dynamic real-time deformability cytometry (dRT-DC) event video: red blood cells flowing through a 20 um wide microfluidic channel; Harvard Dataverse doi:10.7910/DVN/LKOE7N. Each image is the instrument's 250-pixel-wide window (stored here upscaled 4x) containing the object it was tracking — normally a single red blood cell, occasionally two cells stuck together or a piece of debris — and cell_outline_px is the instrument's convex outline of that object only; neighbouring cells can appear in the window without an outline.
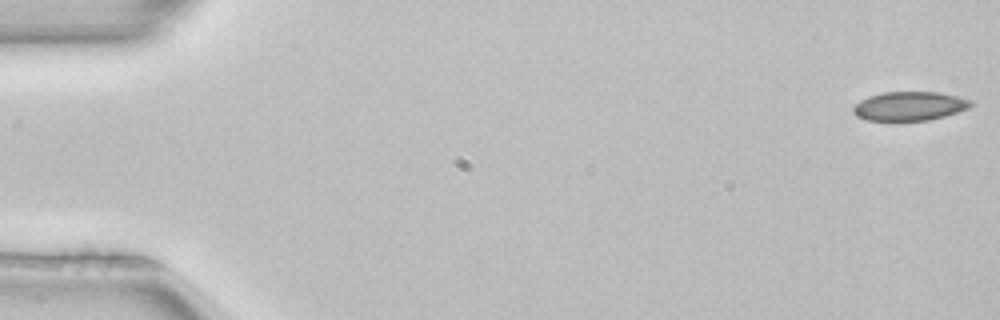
{"species": "common noctule bat (a hibernating species)", "species_latin": "Nyctalus noctula", "temperature_condition": "room temperature", "stored_images_in_passage": 51, "camera_frame_rate_fps": 3000, "um_per_image_px": 0.085, "animal": {"sex": "female", "body_mass_g": 22.7, "forearm_length_mm": 54.2}, "frame": {"image": 1, "passage_image": 1, "time_ms": 0.0, "image_size_px": [1000, 320], "cell_outline_px": [[972, 104], [968, 108], [944, 116], [928, 120], [868, 120], [856, 116], [852, 112], [852, 108], [860, 100], [868, 96], [884, 92], [940, 92], [972, 100]], "centroid_in_image_um": [77.28, 9.01], "position_along_channel_um": 7.7, "area_um2": 19.71}}
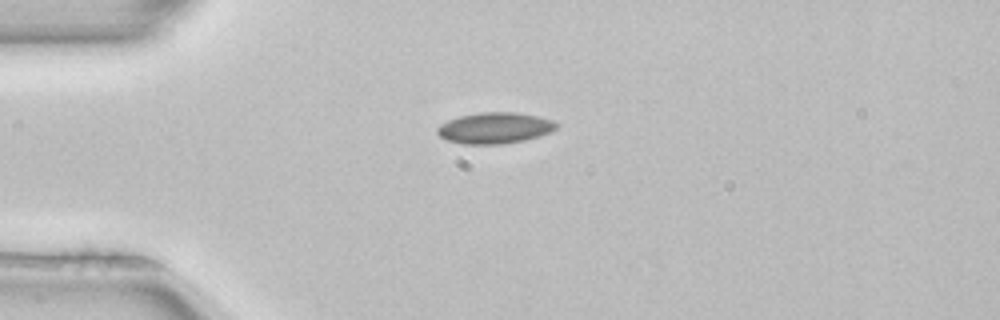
{"frame": {"image": 2, "passage_image": 13, "time_ms": 4.0, "image_size_px": [1000, 320], "cell_outline_px": [[560, 124], [552, 132], [540, 136], [524, 140], [500, 144], [464, 144], [448, 140], [440, 136], [436, 132], [436, 128], [440, 124], [448, 120], [460, 116], [480, 112], [516, 112], [536, 116], [552, 120]], "centroid_in_image_um": [42.07, 10.87], "position_along_channel_um": 42.9, "area_um2": 21.62}}
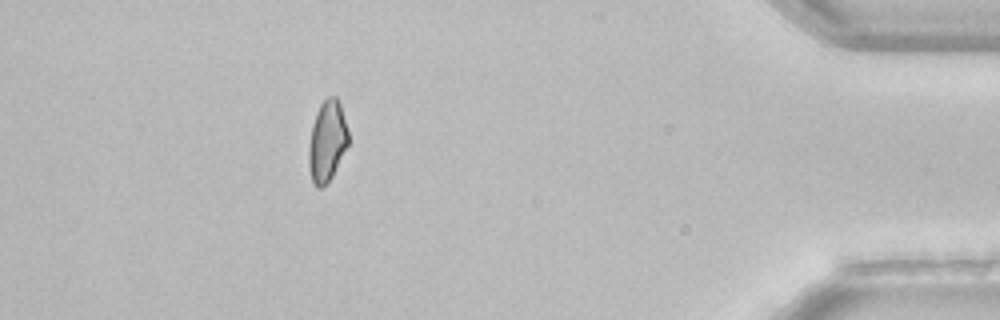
{"frame": {"image": 3, "passage_image": 46, "time_ms": 15.0, "image_size_px": [1000, 320], "cell_outline_px": [[348, 144], [328, 184], [320, 188], [316, 188], [312, 184], [308, 164], [308, 148], [312, 124], [316, 112], [320, 104], [328, 96], [336, 96], [340, 104], [348, 132]], "centroid_in_image_um": [27.77, 12.03], "position_along_channel_um": 407.4, "area_um2": 18.79}}